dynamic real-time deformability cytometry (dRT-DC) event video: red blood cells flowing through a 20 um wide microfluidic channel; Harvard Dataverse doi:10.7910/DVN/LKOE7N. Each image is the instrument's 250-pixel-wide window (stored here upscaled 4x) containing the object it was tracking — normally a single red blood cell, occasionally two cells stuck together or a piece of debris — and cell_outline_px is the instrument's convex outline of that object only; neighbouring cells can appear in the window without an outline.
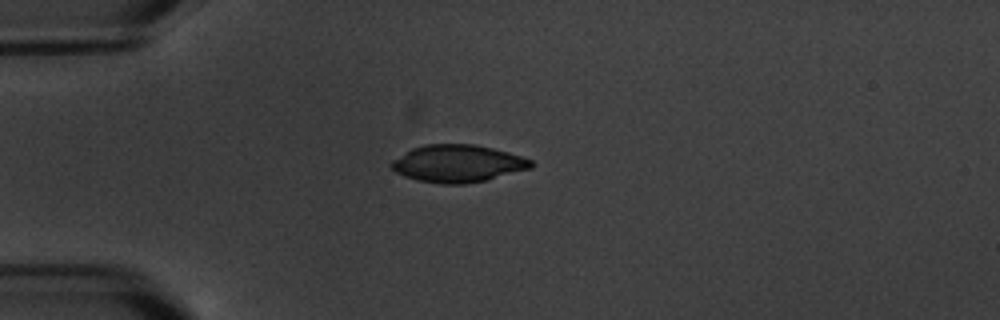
{"species": "common noctule bat (a hibernating species)", "species_latin": "Nyctalus noctula", "temperature_condition": "warm", "stored_images_in_passage": 4, "camera_frame_rate_fps": 3000, "um_per_image_px": 0.085, "animal": {"sex": "male", "body_mass_g": 20.1, "forearm_length_mm": 53.5}, "frame": {"image": 1, "passage_image": 1, "time_ms": 0.0, "image_size_px": [1000, 320], "cell_outline_px": [[532, 168], [488, 180], [464, 184], [440, 184], [416, 180], [404, 176], [396, 172], [388, 164], [392, 160], [412, 148], [424, 144], [476, 144], [508, 152], [532, 160]], "centroid_in_image_um": [38.89, 13.9], "position_along_channel_um": 46.1, "area_um2": 30.58}}